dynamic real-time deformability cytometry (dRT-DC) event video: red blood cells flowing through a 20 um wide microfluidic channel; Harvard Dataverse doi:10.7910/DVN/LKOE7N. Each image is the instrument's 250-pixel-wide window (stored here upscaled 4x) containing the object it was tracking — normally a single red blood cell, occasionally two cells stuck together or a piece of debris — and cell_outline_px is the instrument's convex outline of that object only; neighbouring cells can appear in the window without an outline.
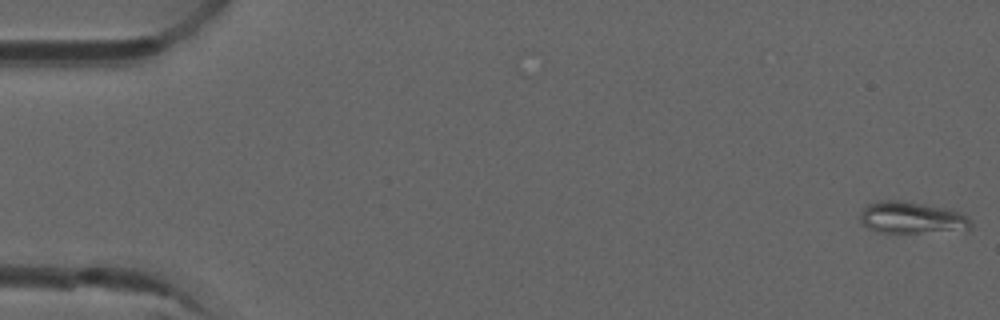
{"species": "common noctule bat (a hibernating species)", "species_latin": "Nyctalus noctula", "temperature_condition": "room temperature", "stored_images_in_passage": 52, "camera_frame_rate_fps": 3000, "um_per_image_px": 0.085, "animal": {"sex": "male", "forearm_length_mm": 52.5}, "frame": {"image": 1, "passage_image": 1, "time_ms": 0.0, "image_size_px": [1000, 320], "cell_outline_px": [[972, 228], [968, 232], [880, 232], [868, 228], [860, 220], [860, 212], [868, 204], [884, 200], [896, 200], [924, 204], [944, 208], [956, 212], [964, 216], [972, 224]], "centroid_in_image_um": [77.53, 18.53], "position_along_channel_um": 7.5, "area_um2": 20.4}}
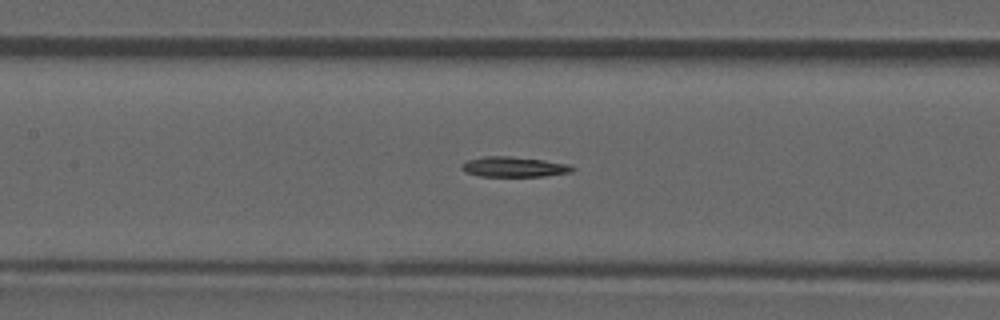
{"frame": {"image": 2, "passage_image": 24, "time_ms": 7.667, "image_size_px": [1000, 320], "cell_outline_px": [[576, 168], [572, 172], [544, 176], [480, 176], [464, 172], [460, 168], [460, 164], [468, 160], [484, 156], [508, 156], [544, 160], [568, 164]], "centroid_in_image_um": [43.66, 14.18], "position_along_channel_um": 163.7, "area_um2": 13.06}}
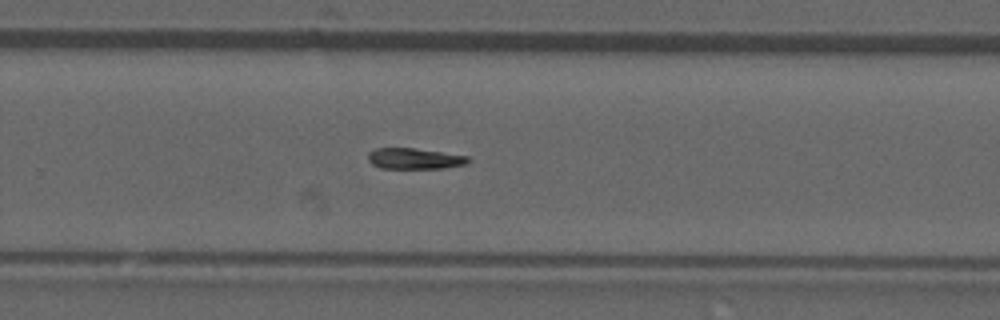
{"frame": {"image": 3, "passage_image": 34, "time_ms": 11.0, "image_size_px": [1000, 320], "cell_outline_px": [[472, 160], [468, 164], [444, 168], [380, 168], [372, 164], [368, 160], [368, 152], [376, 148], [416, 148], [468, 156]], "centroid_in_image_um": [35.26, 13.48], "position_along_channel_um": 294.5, "area_um2": 12.31}}